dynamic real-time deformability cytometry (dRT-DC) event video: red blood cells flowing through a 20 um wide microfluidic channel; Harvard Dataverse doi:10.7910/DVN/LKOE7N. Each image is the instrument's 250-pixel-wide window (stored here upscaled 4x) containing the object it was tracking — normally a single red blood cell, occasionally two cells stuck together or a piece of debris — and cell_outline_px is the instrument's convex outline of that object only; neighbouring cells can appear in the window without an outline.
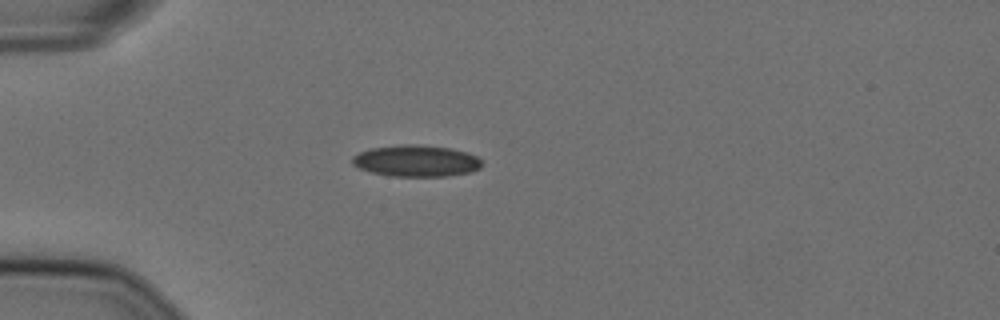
{"species": "Egyptian fruit bat (a non-hibernating species)", "species_latin": "Rousettus aegyptiacus", "temperature_condition": "cold", "stored_images_in_passage": 41, "camera_frame_rate_fps": 3000, "um_per_image_px": 0.085, "animal": {"sex": "female"}, "frame": {"image": 1, "passage_image": 1, "time_ms": 0.0, "image_size_px": [1000, 320], "cell_outline_px": [[484, 164], [480, 168], [472, 172], [444, 176], [388, 176], [372, 172], [360, 168], [352, 164], [352, 156], [360, 152], [372, 148], [400, 144], [420, 144], [452, 148], [468, 152], [476, 156]], "centroid_in_image_um": [35.4, 13.66], "position_along_channel_um": 49.6, "area_um2": 23.99}}
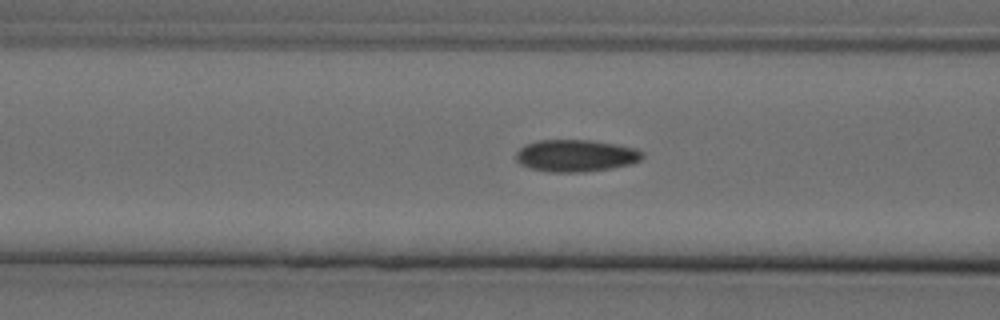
{"frame": {"image": 2, "passage_image": 8, "time_ms": 2.333, "image_size_px": [1000, 320], "cell_outline_px": [[644, 156], [640, 160], [632, 164], [612, 168], [584, 172], [548, 172], [532, 168], [520, 164], [516, 160], [516, 152], [524, 144], [536, 140], [588, 140], [616, 144], [636, 148], [644, 152]], "centroid_in_image_um": [48.95, 13.23], "position_along_channel_um": 117.6, "area_um2": 23.81}}
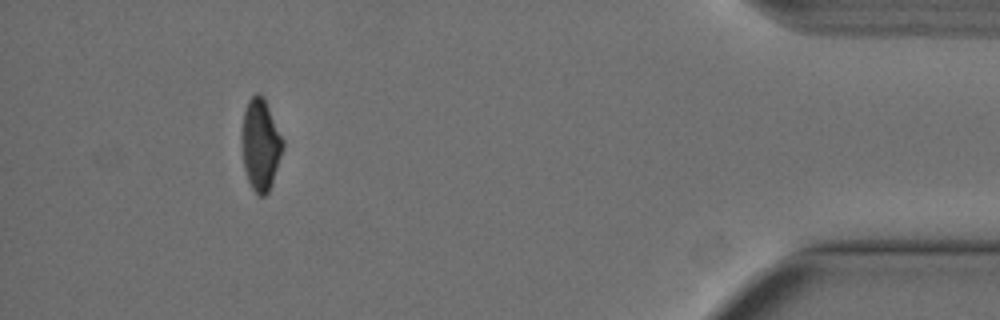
{"frame": {"image": 3, "passage_image": 37, "time_ms": 12.0, "image_size_px": [1000, 320], "cell_outline_px": [[284, 148], [272, 184], [268, 192], [264, 196], [260, 196], [252, 188], [248, 180], [244, 168], [240, 144], [240, 136], [244, 108], [248, 100], [256, 92], [260, 92], [264, 96], [284, 140]], "centroid_in_image_um": [22.13, 12.24], "position_along_channel_um": 413.1, "area_um2": 22.54}, "authors_computed_cell_mechanics": {"area_um2": 23.5246, "velocity_mm_per_s": 3.6213, "shape_relaxation_time_tau1_ms": null, "shape_relaxation_time_tau2_ms": 3.154, "deformation_change_tau1": null, "deformation_change_tau2": 0.0851}}